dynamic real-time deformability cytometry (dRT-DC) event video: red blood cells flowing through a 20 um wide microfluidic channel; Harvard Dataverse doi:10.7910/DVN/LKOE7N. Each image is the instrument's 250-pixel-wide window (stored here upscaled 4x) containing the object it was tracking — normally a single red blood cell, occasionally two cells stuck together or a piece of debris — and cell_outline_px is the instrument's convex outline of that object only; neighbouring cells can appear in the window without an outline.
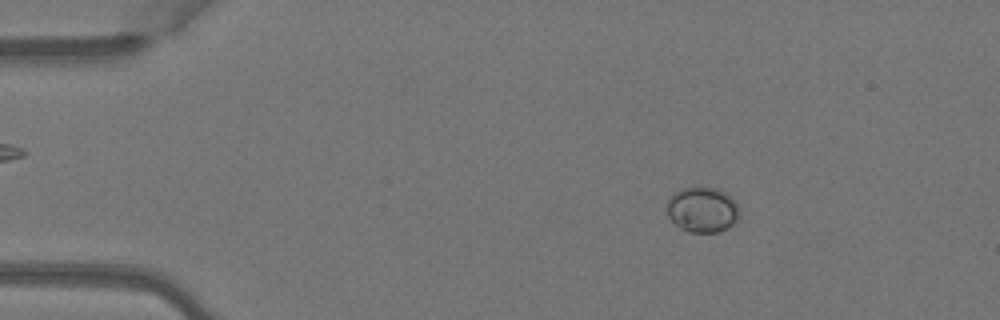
{"species": "Egyptian fruit bat (a non-hibernating species)", "species_latin": "Rousettus aegyptiacus", "temperature_condition": "warm", "stored_images_in_passage": 3, "camera_frame_rate_fps": 3000, "um_per_image_px": 0.085, "animal": {"sex": "female"}, "frame": {"image": 1, "passage_image": 1, "time_ms": 0.0, "image_size_px": [1000, 320], "cell_outline_px": [[740, 208], [736, 220], [728, 228], [716, 232], [688, 232], [680, 228], [668, 216], [668, 200], [676, 192], [684, 188], [716, 188], [724, 192], [736, 200]], "centroid_in_image_um": [59.73, 17.83], "position_along_channel_um": 25.3, "area_um2": 18.9}}
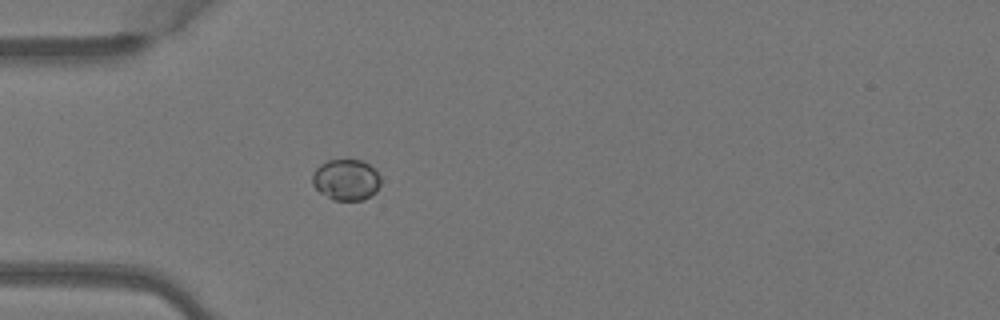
{"frame": {"image": 2, "passage_image": 3, "time_ms": 0.667, "image_size_px": [1000, 320], "cell_outline_px": [[380, 184], [376, 192], [372, 196], [364, 200], [332, 200], [320, 192], [312, 184], [312, 172], [320, 164], [328, 160], [360, 160], [376, 168], [380, 176]], "centroid_in_image_um": [29.43, 15.28], "position_along_channel_um": 55.6, "area_um2": 16.59}}